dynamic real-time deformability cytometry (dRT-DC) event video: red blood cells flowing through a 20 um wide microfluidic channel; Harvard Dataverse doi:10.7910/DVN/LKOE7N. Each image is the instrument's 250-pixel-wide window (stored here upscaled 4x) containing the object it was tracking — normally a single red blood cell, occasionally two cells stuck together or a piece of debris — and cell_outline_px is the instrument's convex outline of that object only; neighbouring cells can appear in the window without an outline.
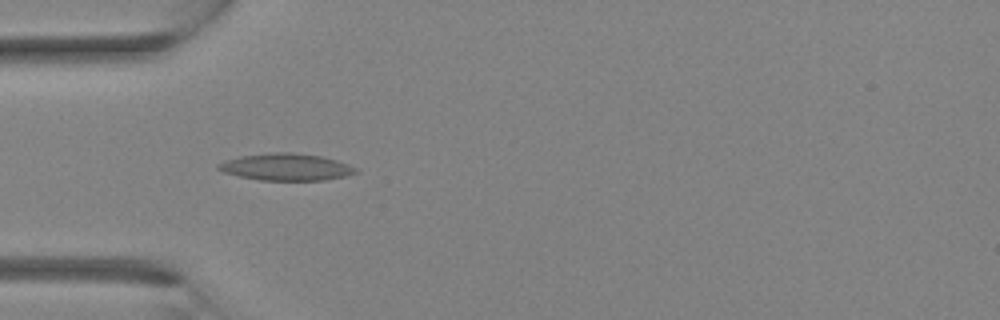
{"species": "Egyptian fruit bat (a non-hibernating species)", "species_latin": "Rousettus aegyptiacus", "temperature_condition": "room temperature", "stored_images_in_passage": 4, "camera_frame_rate_fps": 3000, "um_per_image_px": 0.085, "animal": {"sex": "female"}, "frame": {"image": 1, "passage_image": 4, "time_ms": 1.0, "image_size_px": [1000, 320], "cell_outline_px": [[360, 172], [348, 176], [324, 180], [260, 180], [240, 176], [224, 172], [216, 168], [216, 164], [224, 160], [240, 156], [276, 152], [288, 152], [320, 156], [336, 160], [348, 164], [356, 168]], "centroid_in_image_um": [24.33, 14.2], "position_along_channel_um": 60.7, "area_um2": 21.56}}